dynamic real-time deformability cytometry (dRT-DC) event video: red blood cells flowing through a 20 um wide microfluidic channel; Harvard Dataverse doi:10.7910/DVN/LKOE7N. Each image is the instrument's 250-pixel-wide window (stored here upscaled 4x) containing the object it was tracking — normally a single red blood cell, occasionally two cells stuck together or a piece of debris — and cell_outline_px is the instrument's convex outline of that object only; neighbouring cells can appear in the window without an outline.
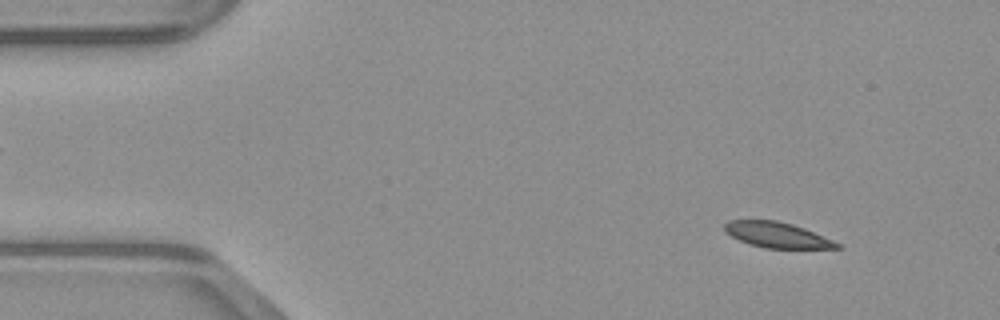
{"species": "common noctule bat (a hibernating species)", "species_latin": "Nyctalus noctula", "temperature_condition": "warm", "stored_images_in_passage": 48, "camera_frame_rate_fps": 3000, "um_per_image_px": 0.085, "animal": {"sex": "male", "body_mass_g": 23.1, "forearm_length_mm": 52.7}, "frame": {"image": 1, "passage_image": 5, "time_ms": 1.333, "image_size_px": [1000, 320], "cell_outline_px": [[844, 248], [764, 248], [740, 240], [724, 232], [724, 224], [728, 220], [776, 220], [792, 224], [804, 228], [832, 240], [840, 244]], "centroid_in_image_um": [66.03, 19.96], "position_along_channel_um": 19.0, "area_um2": 16.53}}
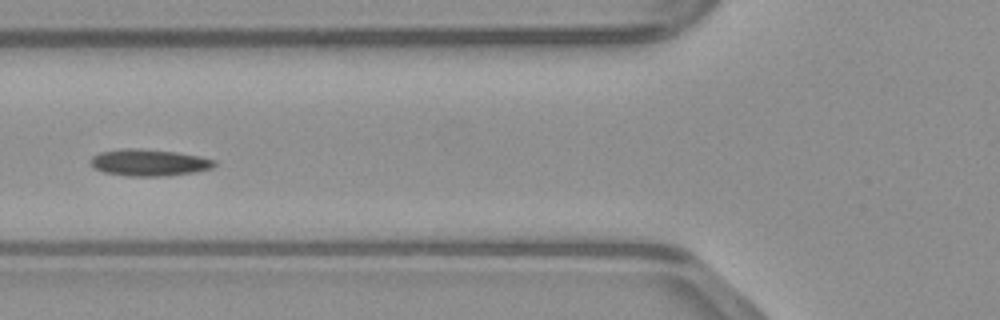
{"frame": {"image": 2, "passage_image": 18, "time_ms": 5.667, "image_size_px": [1000, 320], "cell_outline_px": [[216, 164], [212, 168], [196, 172], [164, 176], [128, 176], [104, 172], [96, 168], [88, 160], [92, 156], [100, 152], [120, 148], [140, 148], [176, 152], [200, 156], [216, 160]], "centroid_in_image_um": [12.68, 13.81], "position_along_channel_um": 113.1, "area_um2": 19.42}}
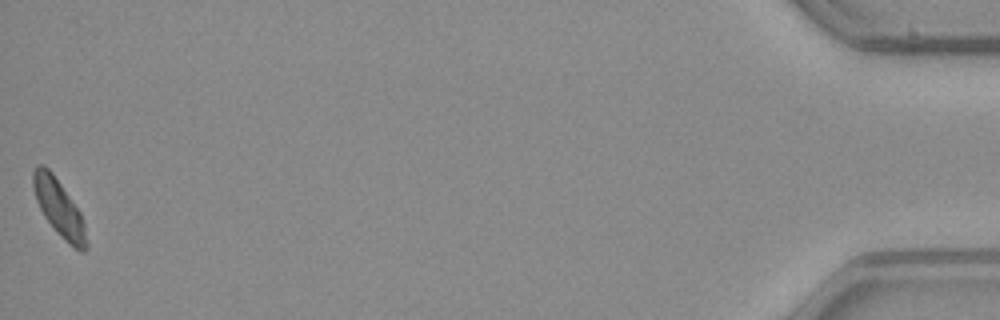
{"frame": {"image": 3, "passage_image": 48, "time_ms": 15.667, "image_size_px": [1000, 320], "cell_outline_px": [[88, 248], [84, 252], [80, 252], [68, 244], [56, 232], [44, 216], [36, 200], [32, 184], [32, 172], [36, 164], [44, 164], [52, 172], [80, 212], [84, 224], [88, 244]], "centroid_in_image_um": [5.01, 17.69], "position_along_channel_um": 430.2, "area_um2": 17.69}}